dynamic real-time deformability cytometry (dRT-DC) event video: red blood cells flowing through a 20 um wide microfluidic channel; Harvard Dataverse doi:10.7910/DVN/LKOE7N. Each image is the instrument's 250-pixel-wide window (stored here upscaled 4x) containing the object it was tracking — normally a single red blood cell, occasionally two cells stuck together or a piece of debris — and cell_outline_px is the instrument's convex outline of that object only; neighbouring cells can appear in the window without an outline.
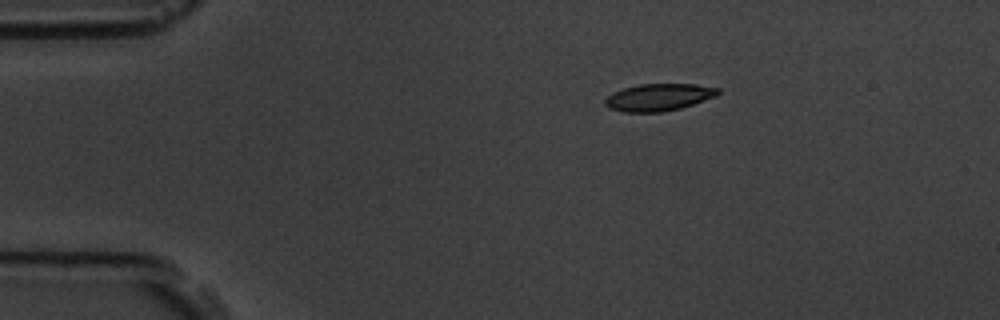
{"species": "common noctule bat (a hibernating species)", "species_latin": "Nyctalus noctula", "temperature_condition": "room temperature", "stored_images_in_passage": 3, "camera_frame_rate_fps": 3000, "um_per_image_px": 0.085, "animal": {"sex": "male", "body_mass_g": 19.5, "forearm_length_mm": 54.6}, "frame": {"image": 1, "passage_image": 1, "time_ms": 0.0, "image_size_px": [1000, 320], "cell_outline_px": [[720, 92], [716, 96], [680, 108], [664, 112], [620, 112], [608, 108], [604, 104], [604, 100], [612, 92], [624, 88], [640, 84], [696, 84], [720, 88]], "centroid_in_image_um": [55.96, 8.27], "position_along_channel_um": 29.0, "area_um2": 17.98}}